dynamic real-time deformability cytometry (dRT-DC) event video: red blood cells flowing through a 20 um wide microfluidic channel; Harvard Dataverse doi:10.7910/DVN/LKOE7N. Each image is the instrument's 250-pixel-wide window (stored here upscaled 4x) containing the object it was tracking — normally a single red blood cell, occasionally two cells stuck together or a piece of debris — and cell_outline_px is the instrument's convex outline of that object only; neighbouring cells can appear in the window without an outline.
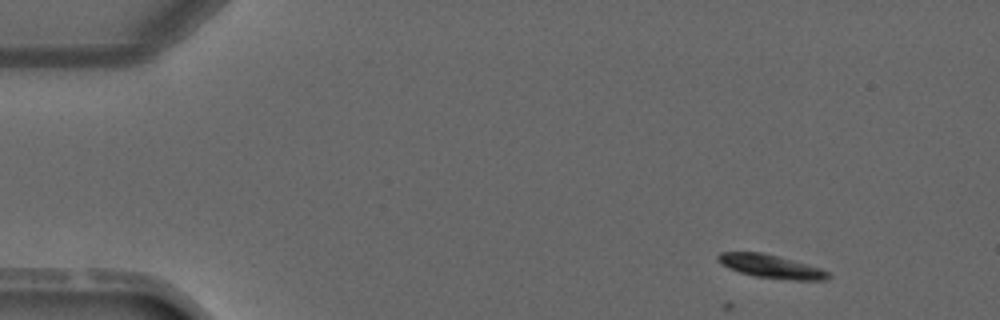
{"species": "common noctule bat (a hibernating species)", "species_latin": "Nyctalus noctula", "temperature_condition": "warm", "stored_images_in_passage": 5, "camera_frame_rate_fps": 3000, "um_per_image_px": 0.085, "animal": {"sex": "male", "forearm_length_mm": 52.5}, "frame": {"image": 1, "passage_image": 1, "time_ms": 0.0, "image_size_px": [1000, 320], "cell_outline_px": [[828, 276], [824, 280], [792, 280], [756, 276], [740, 272], [728, 268], [720, 264], [716, 260], [716, 256], [720, 252], [764, 252], [820, 268], [828, 272]], "centroid_in_image_um": [65.45, 22.63], "position_along_channel_um": 19.5, "area_um2": 14.85}}